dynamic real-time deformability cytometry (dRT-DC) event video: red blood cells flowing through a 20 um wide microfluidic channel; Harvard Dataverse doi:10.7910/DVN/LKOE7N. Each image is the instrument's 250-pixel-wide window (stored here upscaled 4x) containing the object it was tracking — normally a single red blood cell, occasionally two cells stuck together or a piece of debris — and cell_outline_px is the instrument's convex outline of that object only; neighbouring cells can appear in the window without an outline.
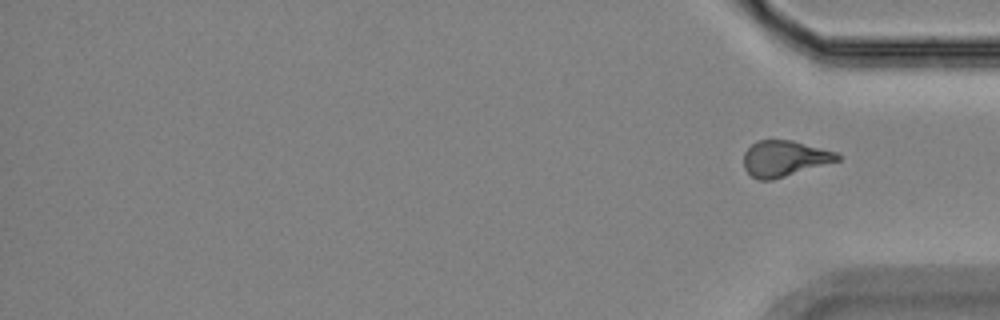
{"species": "Egyptian fruit bat (a non-hibernating species)", "species_latin": "Rousettus aegyptiacus", "temperature_condition": "room temperature", "stored_images_in_passage": 17, "segment_of_instrument_passage": [2, 2], "camera_frame_rate_fps": 3000, "um_per_image_px": 0.085, "animal": {"sex": "female"}, "frame": {"image": 1, "passage_image": 17, "time_ms": 18.667, "image_size_px": [1000, 320], "cell_outline_px": [[840, 160], [772, 180], [760, 180], [752, 176], [744, 168], [744, 152], [756, 140], [792, 140], [836, 152], [840, 156]], "centroid_in_image_um": [66.66, 13.47], "position_along_channel_um": 368.5, "area_um2": 19.42}}